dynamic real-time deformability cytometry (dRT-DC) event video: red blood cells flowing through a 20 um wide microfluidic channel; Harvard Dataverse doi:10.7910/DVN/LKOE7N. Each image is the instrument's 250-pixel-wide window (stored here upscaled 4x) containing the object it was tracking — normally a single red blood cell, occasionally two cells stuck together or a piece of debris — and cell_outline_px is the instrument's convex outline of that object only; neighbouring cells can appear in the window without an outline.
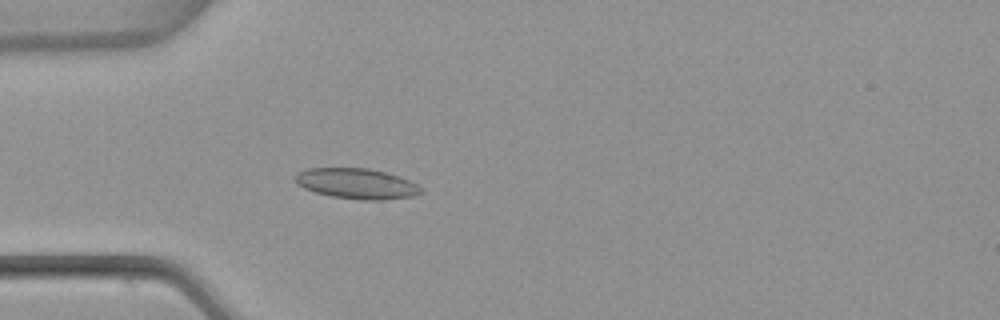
{"species": "common noctule bat (a hibernating species)", "species_latin": "Nyctalus noctula", "temperature_condition": "warm", "stored_images_in_passage": 4, "camera_frame_rate_fps": 3000, "um_per_image_px": 0.085, "animal": {"sex": "female", "body_mass_g": 22.7, "forearm_length_mm": 54.2}, "frame": {"image": 1, "passage_image": 4, "time_ms": 1.0, "image_size_px": [1000, 320], "cell_outline_px": [[424, 192], [416, 196], [384, 200], [360, 200], [332, 196], [316, 192], [304, 188], [296, 184], [296, 172], [308, 168], [368, 168], [388, 172], [400, 176], [424, 188]], "centroid_in_image_um": [30.37, 15.61], "position_along_channel_um": 54.6, "area_um2": 22.6}}